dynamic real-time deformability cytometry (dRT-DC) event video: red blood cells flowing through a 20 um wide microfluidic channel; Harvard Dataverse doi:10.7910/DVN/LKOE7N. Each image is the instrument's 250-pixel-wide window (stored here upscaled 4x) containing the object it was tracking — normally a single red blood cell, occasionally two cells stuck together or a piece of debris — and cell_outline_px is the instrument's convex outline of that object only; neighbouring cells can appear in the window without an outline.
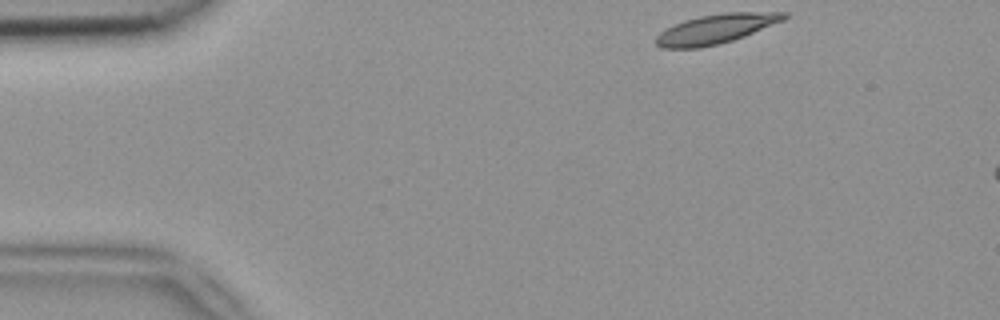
{"species": "common noctule bat (a hibernating species)", "species_latin": "Nyctalus noctula", "temperature_condition": "room temperature", "stored_images_in_passage": 10, "camera_frame_rate_fps": 3000, "um_per_image_px": 0.085, "animal": {"sex": "female", "body_mass_g": 18.4}, "frame": {"image": 1, "passage_image": 1, "time_ms": 0.0, "image_size_px": [1000, 320], "cell_outline_px": [[788, 16], [784, 20], [744, 36], [720, 44], [700, 48], [664, 48], [656, 44], [652, 40], [660, 32], [684, 20], [700, 16], [724, 12], [788, 12]], "centroid_in_image_um": [60.84, 2.46], "position_along_channel_um": 24.2, "area_um2": 21.91}}